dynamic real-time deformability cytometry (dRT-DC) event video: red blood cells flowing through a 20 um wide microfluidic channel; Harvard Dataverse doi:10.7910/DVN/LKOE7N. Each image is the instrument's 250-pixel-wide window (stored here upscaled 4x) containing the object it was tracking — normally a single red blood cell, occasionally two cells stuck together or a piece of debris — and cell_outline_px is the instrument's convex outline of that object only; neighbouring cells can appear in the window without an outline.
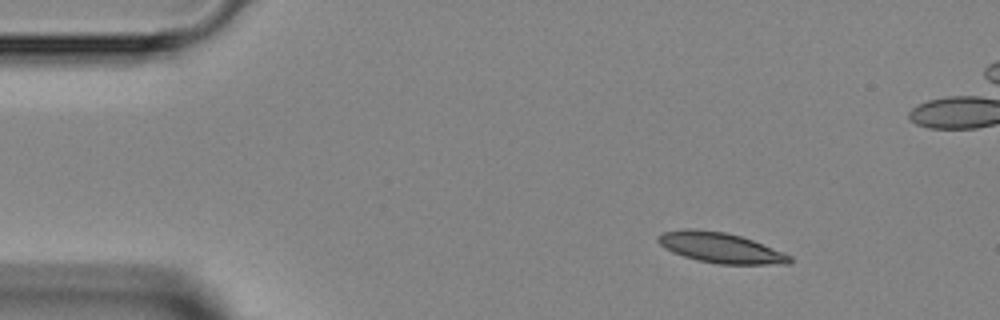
{"species": "Egyptian fruit bat (a non-hibernating species)", "species_latin": "Rousettus aegyptiacus", "temperature_condition": "room temperature", "stored_images_in_passage": 4, "camera_frame_rate_fps": 3000, "um_per_image_px": 0.085, "animal": {"sex": "female"}, "frame": {"image": 1, "passage_image": 1, "time_ms": 0.0, "image_size_px": [1000, 320], "cell_outline_px": [[792, 264], [720, 264], [700, 260], [684, 256], [672, 252], [660, 244], [656, 240], [656, 236], [664, 232], [684, 228], [692, 228], [724, 232], [740, 236], [752, 240], [784, 252], [792, 256]], "centroid_in_image_um": [61.25, 21.05], "position_along_channel_um": 23.7, "area_um2": 23.18}}